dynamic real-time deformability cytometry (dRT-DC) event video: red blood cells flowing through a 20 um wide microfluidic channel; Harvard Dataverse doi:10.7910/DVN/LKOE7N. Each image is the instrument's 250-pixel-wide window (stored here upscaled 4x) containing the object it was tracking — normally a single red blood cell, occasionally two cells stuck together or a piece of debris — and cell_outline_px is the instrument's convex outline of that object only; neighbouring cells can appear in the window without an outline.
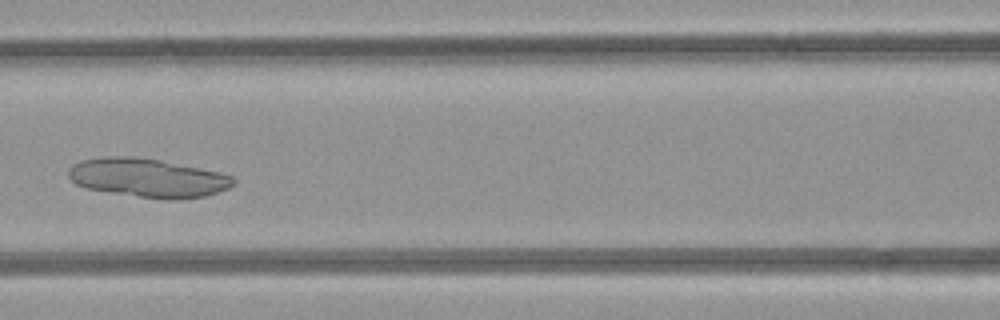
{"species": "common noctule bat (a hibernating species)", "species_latin": "Nyctalus noctula", "temperature_condition": "room temperature", "stored_images_in_passage": 4, "camera_frame_rate_fps": 3000, "um_per_image_px": 0.085, "animal": {"sex": "female", "body_mass_g": 21.9}, "frame": {"image": 1, "passage_image": 4, "time_ms": 3.333, "image_size_px": [1000, 320], "cell_outline_px": [[236, 184], [228, 188], [204, 196], [176, 200], [140, 196], [112, 192], [88, 188], [76, 184], [68, 176], [68, 168], [72, 164], [80, 160], [108, 156], [136, 156], [160, 160], [220, 172], [232, 176], [236, 180]], "centroid_in_image_um": [12.57, 15.1], "position_along_channel_um": 154.0, "area_um2": 37.05}}